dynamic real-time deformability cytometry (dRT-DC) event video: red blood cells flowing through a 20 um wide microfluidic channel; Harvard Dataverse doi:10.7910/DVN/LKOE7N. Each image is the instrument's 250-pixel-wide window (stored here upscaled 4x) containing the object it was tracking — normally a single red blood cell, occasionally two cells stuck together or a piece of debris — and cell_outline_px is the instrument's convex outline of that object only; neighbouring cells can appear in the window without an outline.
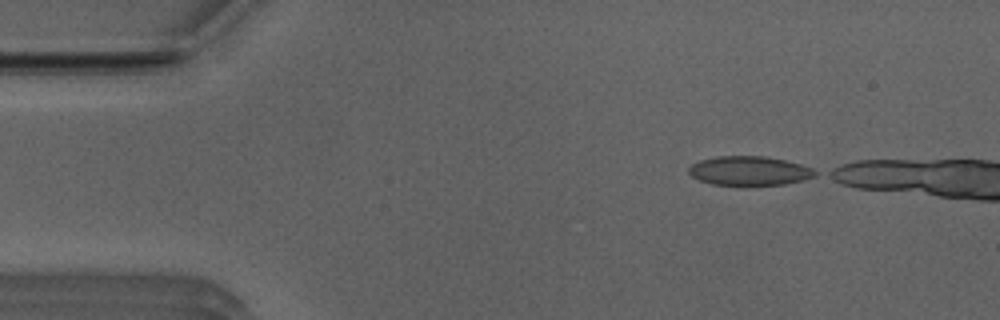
{"species": "Egyptian fruit bat (a non-hibernating species)", "species_latin": "Rousettus aegyptiacus", "temperature_condition": "room temperature", "stored_images_in_passage": 5, "camera_frame_rate_fps": 3000, "um_per_image_px": 0.085, "animal": {"sex": "male"}, "frame": {"image": 1, "passage_image": 1, "time_ms": 0.0, "image_size_px": [1000, 320], "cell_outline_px": [[820, 172], [816, 176], [784, 184], [712, 184], [700, 180], [692, 176], [688, 172], [688, 168], [692, 164], [700, 160], [716, 156], [764, 156], [784, 160], [800, 164], [812, 168]], "centroid_in_image_um": [63.7, 14.5], "position_along_channel_um": 21.3, "area_um2": 21.15}}